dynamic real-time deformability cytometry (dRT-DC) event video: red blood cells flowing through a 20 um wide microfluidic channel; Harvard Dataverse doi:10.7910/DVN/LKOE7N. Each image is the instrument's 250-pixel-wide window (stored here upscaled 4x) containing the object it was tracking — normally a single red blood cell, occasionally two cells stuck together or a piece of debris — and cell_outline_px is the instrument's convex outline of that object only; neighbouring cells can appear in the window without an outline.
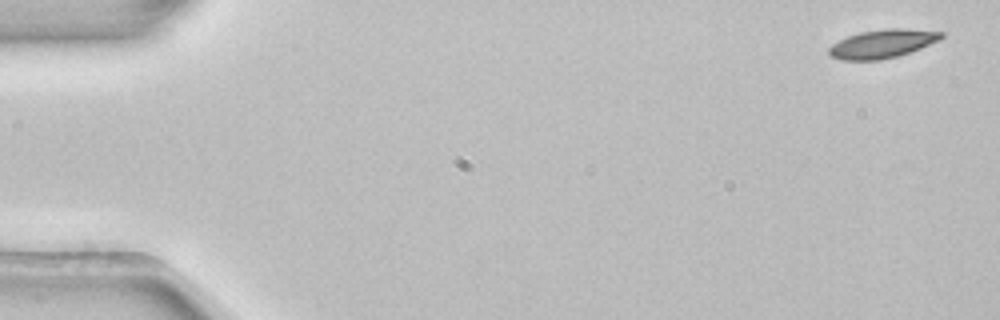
{"species": "common noctule bat (a hibernating species)", "species_latin": "Nyctalus noctula", "temperature_condition": "room temperature", "stored_images_in_passage": 5, "segment_of_instrument_passage": [1, 2], "camera_frame_rate_fps": 3000, "um_per_image_px": 0.085, "animal": {"sex": "female", "body_mass_g": 22.7, "forearm_length_mm": 54.2}, "frame": {"image": 1, "passage_image": 1, "time_ms": 0.0, "image_size_px": [1000, 320], "cell_outline_px": [[944, 36], [940, 40], [920, 48], [896, 56], [880, 60], [840, 60], [832, 56], [828, 52], [828, 48], [832, 44], [848, 36], [860, 32], [884, 28], [908, 28], [944, 32]], "centroid_in_image_um": [75.02, 3.7], "position_along_channel_um": 10.0, "area_um2": 18.67}}